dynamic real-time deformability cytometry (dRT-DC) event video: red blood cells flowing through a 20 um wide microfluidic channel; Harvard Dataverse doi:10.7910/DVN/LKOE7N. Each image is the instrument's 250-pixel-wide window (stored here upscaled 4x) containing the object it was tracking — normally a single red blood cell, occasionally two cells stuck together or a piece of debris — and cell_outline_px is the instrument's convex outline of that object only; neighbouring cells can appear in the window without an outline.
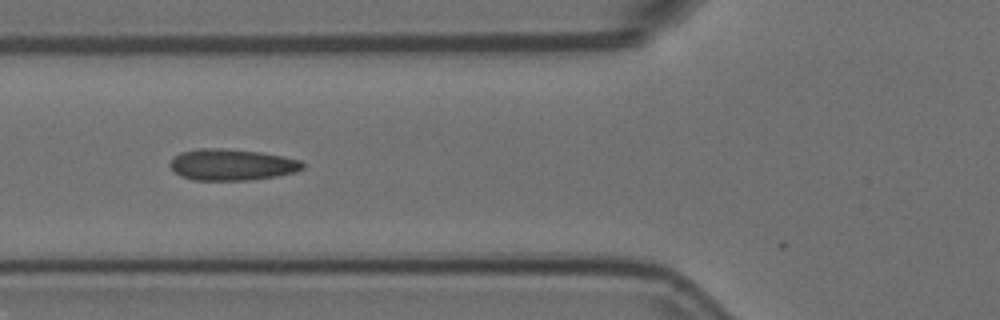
{"species": "Egyptian fruit bat (a non-hibernating species)", "species_latin": "Rousettus aegyptiacus", "temperature_condition": "room temperature", "stored_images_in_passage": 9, "camera_frame_rate_fps": 3000, "um_per_image_px": 0.085, "animal": {"sex": "female"}, "frame": {"image": 1, "passage_image": 6, "time_ms": 1.667, "image_size_px": [1000, 320], "cell_outline_px": [[304, 168], [296, 172], [276, 176], [248, 180], [192, 180], [180, 176], [168, 164], [172, 156], [180, 152], [200, 148], [220, 148], [260, 152], [284, 156], [300, 160], [304, 164]], "centroid_in_image_um": [19.68, 13.99], "position_along_channel_um": 106.1, "area_um2": 24.39}}
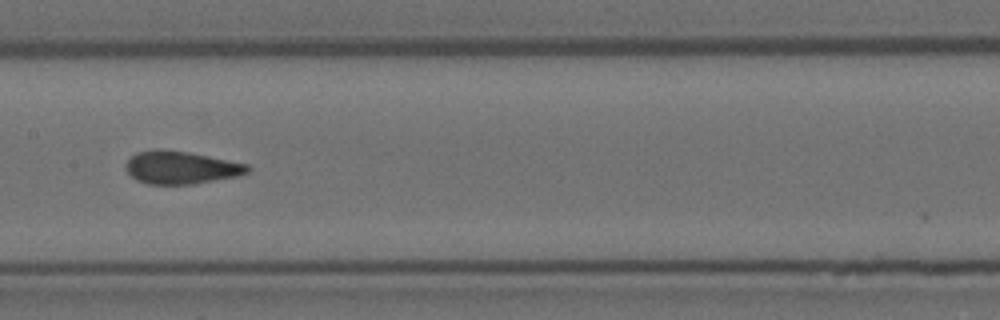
{"frame": {"image": 2, "passage_image": 8, "time_ms": 2.333, "image_size_px": [1000, 320], "cell_outline_px": [[252, 168], [248, 172], [236, 176], [192, 184], [148, 184], [136, 180], [124, 168], [124, 164], [136, 152], [156, 148], [160, 148], [188, 152], [248, 164]], "centroid_in_image_um": [15.34, 14.23], "position_along_channel_um": 192.1, "area_um2": 23.29}}
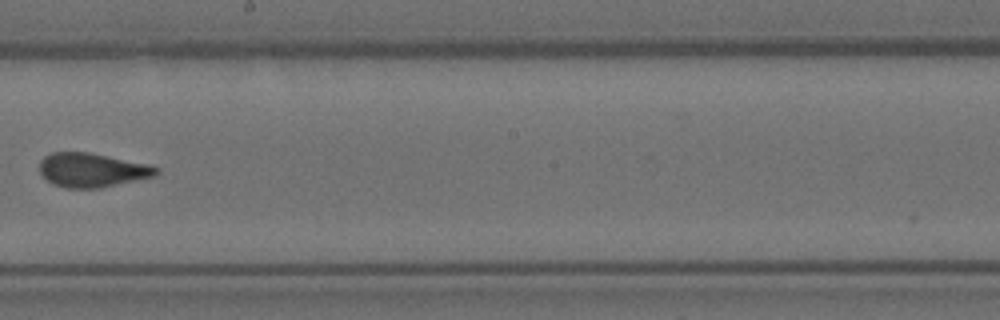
{"frame": {"image": 3, "passage_image": 9, "time_ms": 2.667, "image_size_px": [1000, 320], "cell_outline_px": [[160, 172], [156, 176], [100, 188], [64, 188], [52, 184], [40, 172], [40, 160], [44, 156], [52, 152], [88, 152], [148, 164], [160, 168]], "centroid_in_image_um": [7.84, 14.46], "position_along_channel_um": 240.4, "area_um2": 23.24}}